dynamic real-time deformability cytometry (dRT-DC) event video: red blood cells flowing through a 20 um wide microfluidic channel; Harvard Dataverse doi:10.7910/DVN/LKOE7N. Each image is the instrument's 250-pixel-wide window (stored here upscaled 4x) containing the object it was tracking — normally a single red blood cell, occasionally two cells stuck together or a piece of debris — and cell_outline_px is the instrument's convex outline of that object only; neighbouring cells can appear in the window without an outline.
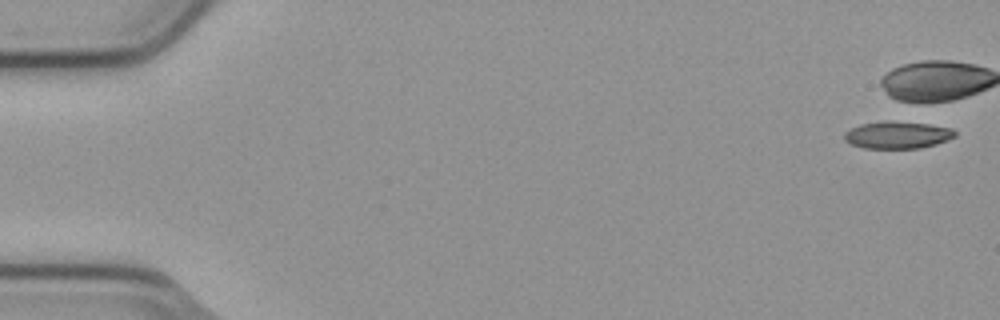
{"species": "common noctule bat (a hibernating species)", "species_latin": "Nyctalus noctula", "temperature_condition": "cold", "stored_images_in_passage": 8, "camera_frame_rate_fps": 3000, "um_per_image_px": 0.085, "animal": {"sex": "male", "body_mass_g": 23.1, "forearm_length_mm": 52.7}, "frame": {"image": 1, "passage_image": 1, "time_ms": 0.0, "image_size_px": [1000, 320], "cell_outline_px": [[956, 136], [948, 140], [936, 144], [920, 148], [864, 148], [852, 144], [844, 140], [844, 132], [860, 124], [884, 120], [888, 120], [928, 124], [952, 128], [956, 132]], "centroid_in_image_um": [76.29, 11.46], "position_along_channel_um": 8.7, "area_um2": 17.63}}
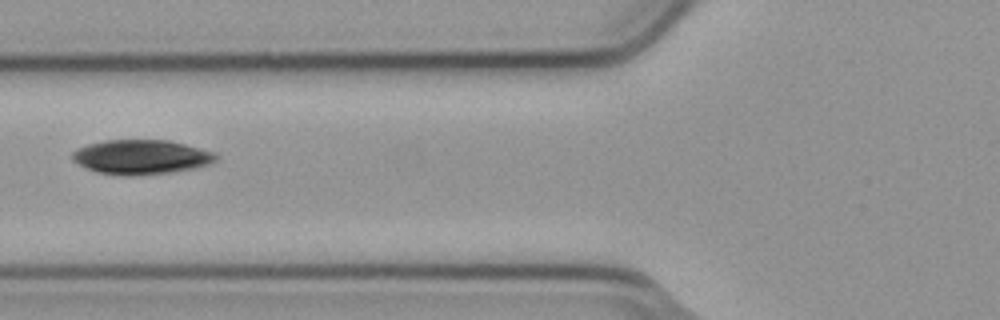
{"frame": {"image": 2, "passage_image": 7, "time_ms": 2.0, "image_size_px": [1000, 320], "cell_outline_px": [[220, 156], [216, 160], [208, 164], [196, 168], [172, 172], [96, 172], [72, 160], [72, 152], [76, 148], [88, 144], [104, 140], [168, 140], [216, 152]], "centroid_in_image_um": [12.05, 13.28], "position_along_channel_um": 113.7, "area_um2": 27.8}}
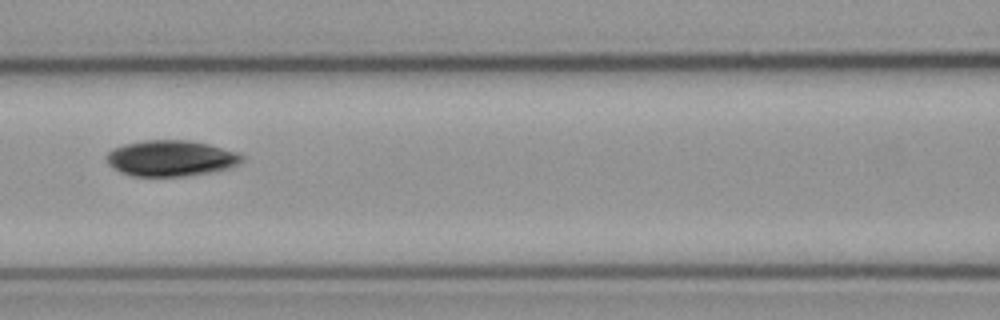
{"frame": {"image": 3, "passage_image": 8, "time_ms": 2.333, "image_size_px": [1000, 320], "cell_outline_px": [[244, 160], [228, 168], [208, 172], [184, 176], [132, 176], [120, 172], [108, 164], [108, 152], [112, 148], [124, 144], [144, 140], [192, 140], [240, 152], [244, 156]], "centroid_in_image_um": [14.54, 13.44], "position_along_channel_um": 152.1, "area_um2": 28.32}}